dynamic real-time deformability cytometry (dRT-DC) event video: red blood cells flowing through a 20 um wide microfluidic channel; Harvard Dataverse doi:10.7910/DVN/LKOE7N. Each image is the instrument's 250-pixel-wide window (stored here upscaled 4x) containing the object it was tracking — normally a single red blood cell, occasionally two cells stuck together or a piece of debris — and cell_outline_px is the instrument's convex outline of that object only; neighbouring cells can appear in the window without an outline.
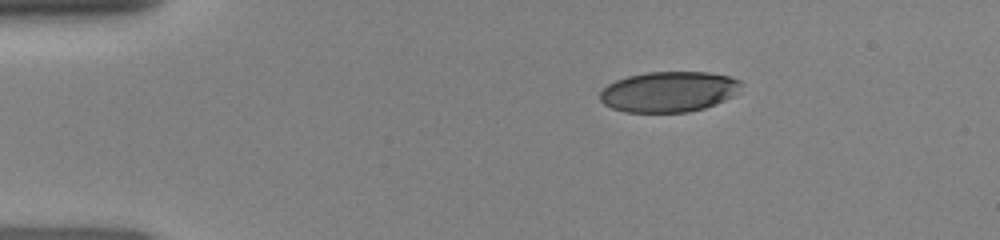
{"species": "human", "species_latin": "Homo sapiens", "temperature_condition": "room temperature", "stored_images_in_passage": 40, "camera_frame_rate_fps": 3000, "um_per_image_px": 0.085, "donor": {"sex": "female"}, "frame": {"image": 1, "passage_image": 1, "time_ms": 0.0, "image_size_px": [1000, 240], "cell_outline_px": [[740, 92], [736, 96], [716, 104], [704, 108], [688, 112], [624, 112], [612, 108], [604, 104], [600, 100], [600, 92], [608, 84], [616, 80], [628, 76], [648, 72], [708, 72], [728, 76], [740, 80]], "centroid_in_image_um": [56.88, 7.8], "position_along_channel_um": 28.1, "area_um2": 33.52}}
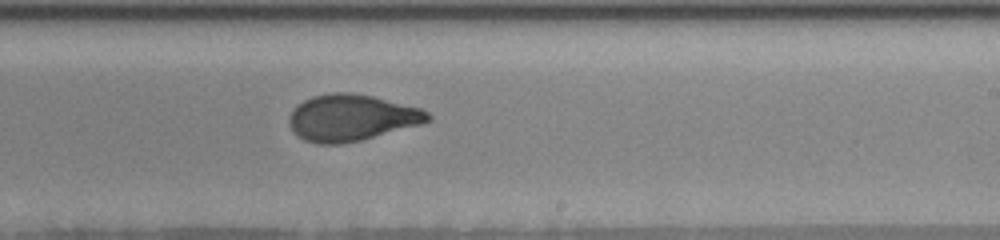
{"frame": {"image": 2, "passage_image": 22, "time_ms": 7.0, "image_size_px": [1000, 240], "cell_outline_px": [[432, 120], [420, 124], [360, 140], [340, 144], [320, 144], [304, 140], [288, 124], [288, 116], [304, 100], [312, 96], [332, 92], [352, 92], [372, 96], [420, 108], [428, 112], [432, 116]], "centroid_in_image_um": [29.88, 10.0], "position_along_channel_um": 259.1, "area_um2": 37.17}}
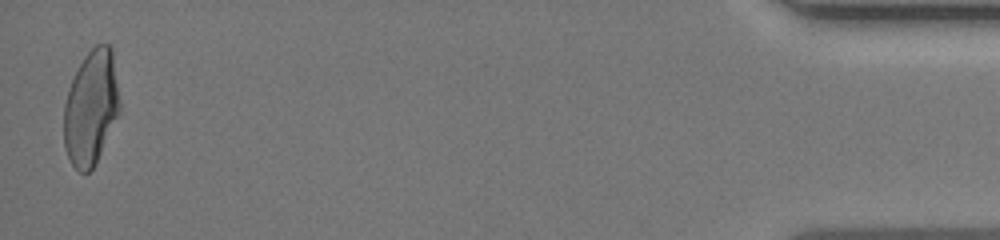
{"frame": {"image": 3, "passage_image": 40, "time_ms": 13.0, "image_size_px": [1000, 240], "cell_outline_px": [[120, 112], [96, 164], [88, 172], [80, 172], [72, 164], [68, 156], [64, 144], [64, 104], [68, 88], [84, 56], [96, 44], [108, 44], [112, 48], [120, 104]], "centroid_in_image_um": [7.74, 9.16], "position_along_channel_um": 427.5, "area_um2": 37.28}}